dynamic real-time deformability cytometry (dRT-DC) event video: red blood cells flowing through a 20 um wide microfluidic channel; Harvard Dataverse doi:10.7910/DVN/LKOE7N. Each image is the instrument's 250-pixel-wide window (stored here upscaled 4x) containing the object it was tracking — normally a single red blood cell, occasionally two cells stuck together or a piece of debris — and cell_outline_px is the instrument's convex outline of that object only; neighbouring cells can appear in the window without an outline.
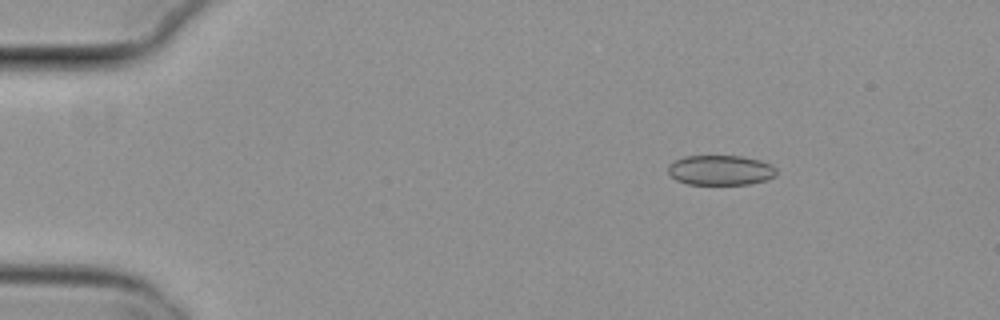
{"species": "common noctule bat (a hibernating species)", "species_latin": "Nyctalus noctula", "temperature_condition": "cold", "stored_images_in_passage": 48, "camera_frame_rate_fps": 3000, "um_per_image_px": 0.085, "animal": {"sex": "female", "body_mass_g": 29.2, "forearm_length_mm": 56.3}, "frame": {"image": 1, "passage_image": 2, "time_ms": 0.333, "image_size_px": [1000, 320], "cell_outline_px": [[776, 176], [764, 180], [748, 184], [688, 184], [676, 180], [668, 172], [668, 164], [684, 156], [740, 156], [760, 160], [772, 164], [776, 168]], "centroid_in_image_um": [61.24, 14.46], "position_along_channel_um": 23.8, "area_um2": 18.9}}
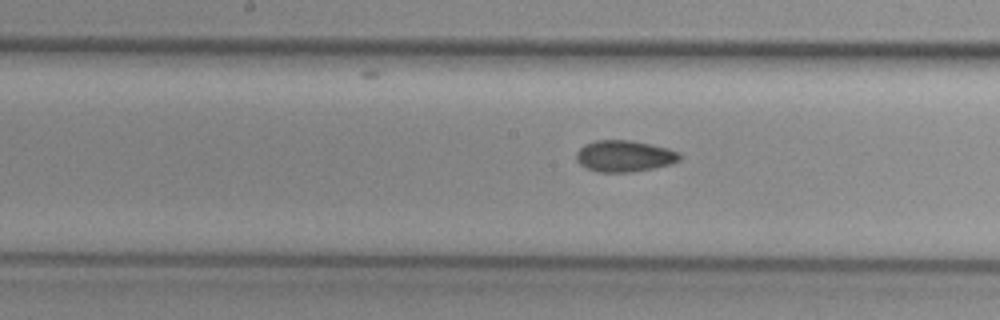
{"frame": {"image": 2, "passage_image": 22, "time_ms": 7.0, "image_size_px": [1000, 320], "cell_outline_px": [[680, 160], [672, 164], [632, 172], [596, 172], [580, 164], [576, 160], [576, 152], [584, 144], [596, 140], [628, 140], [652, 144], [668, 148], [680, 152]], "centroid_in_image_um": [53.07, 13.26], "position_along_channel_um": 195.1, "area_um2": 19.02}}
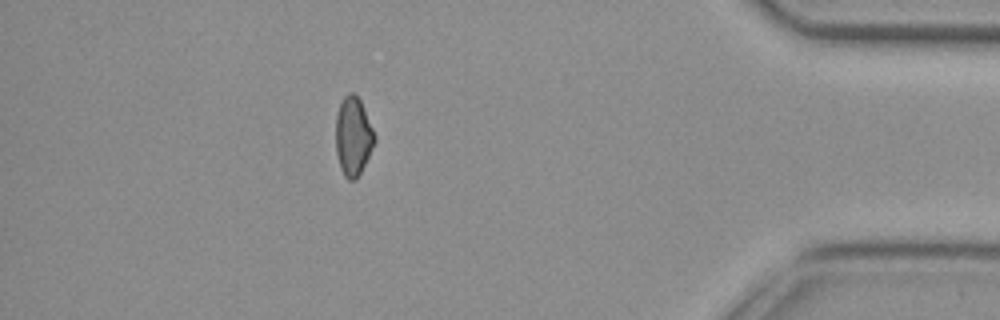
{"frame": {"image": 3, "passage_image": 42, "time_ms": 13.667, "image_size_px": [1000, 320], "cell_outline_px": [[376, 140], [356, 180], [348, 180], [344, 176], [340, 168], [336, 152], [336, 116], [340, 104], [344, 96], [348, 92], [352, 92], [360, 100], [376, 136]], "centroid_in_image_um": [30.01, 11.59], "position_along_channel_um": 405.2, "area_um2": 17.63}, "authors_computed_cell_mechanics": {"area_um2": 18.8139, "velocity_mm_per_s": 3.8336, "shape_relaxation_time_tau1_ms": null, "shape_relaxation_time_tau2_ms": 4.5047, "deformation_change_tau1": null, "deformation_change_tau2": 0.0841}}